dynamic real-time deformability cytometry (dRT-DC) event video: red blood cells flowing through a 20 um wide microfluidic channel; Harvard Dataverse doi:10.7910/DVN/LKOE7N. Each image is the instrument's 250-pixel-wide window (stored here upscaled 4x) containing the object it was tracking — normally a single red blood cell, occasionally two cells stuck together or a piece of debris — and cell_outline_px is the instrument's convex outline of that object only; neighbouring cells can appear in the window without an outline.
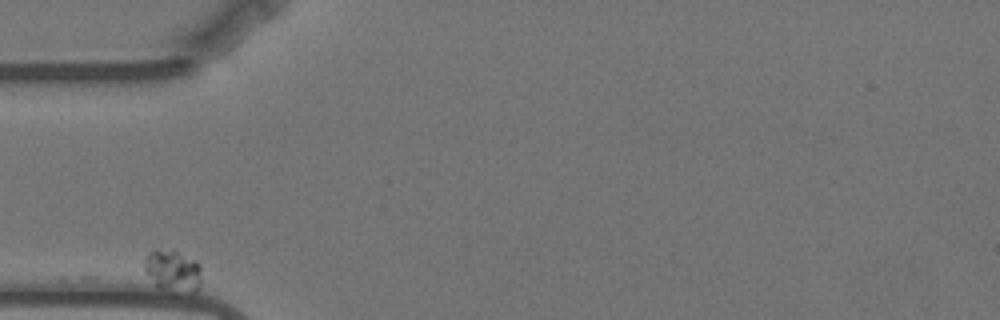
{"species": "Egyptian fruit bat (a non-hibernating species)", "species_latin": "Rousettus aegyptiacus", "temperature_condition": "warm", "stored_images_in_passage": 18, "camera_frame_rate_fps": 3000, "um_per_image_px": 0.085, "animal": {"sex": "female"}, "frame": {"image": 1, "passage_image": 1, "time_ms": 0.0, "image_size_px": [1000, 320], "cell_outline_px": [[200, 284], [192, 292], [160, 288], [144, 272], [144, 260], [148, 252], [152, 248], [156, 248], [176, 252], [200, 264]], "centroid_in_image_um": [14.63, 22.98], "position_along_channel_um": 70.4, "area_um2": 13.41}}
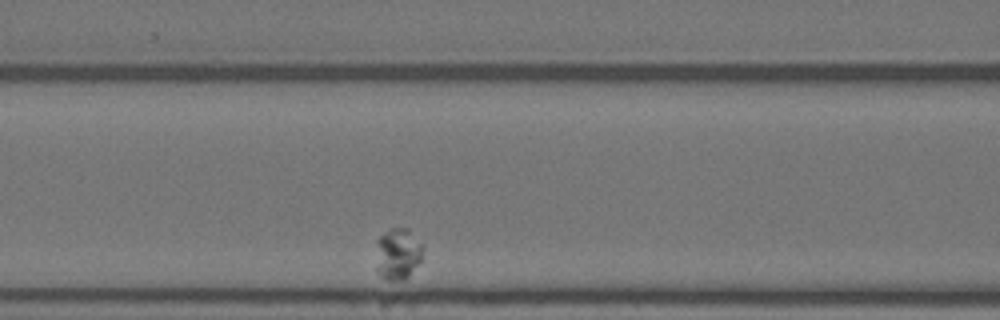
{"frame": {"image": 2, "passage_image": 9, "time_ms": 2.667, "image_size_px": [1000, 320], "cell_outline_px": [[424, 248], [420, 260], [408, 276], [404, 280], [388, 280], [380, 276], [376, 272], [376, 240], [380, 236], [392, 228], [408, 228], [424, 244]], "centroid_in_image_um": [33.81, 21.56], "position_along_channel_um": 132.8, "area_um2": 14.33}}
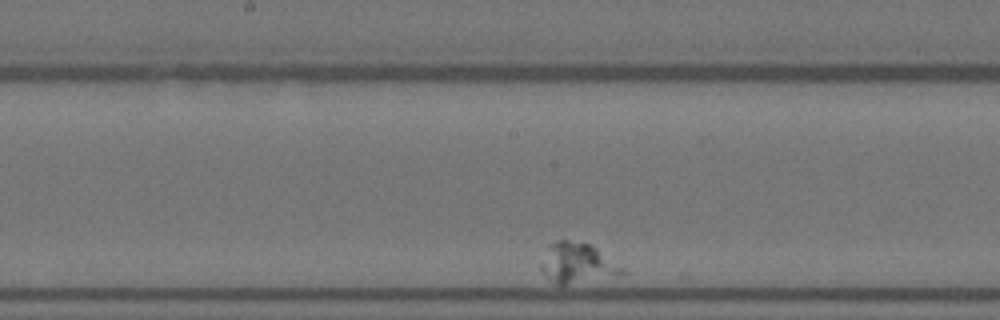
{"frame": {"image": 3, "passage_image": 17, "time_ms": 5.333, "image_size_px": [1000, 320], "cell_outline_px": [[624, 272], [564, 284], [556, 284], [540, 268], [540, 264], [548, 244], [560, 240], [568, 240], [588, 244], [596, 248], [624, 268]], "centroid_in_image_um": [48.99, 22.31], "position_along_channel_um": 199.2, "area_um2": 17.92}}